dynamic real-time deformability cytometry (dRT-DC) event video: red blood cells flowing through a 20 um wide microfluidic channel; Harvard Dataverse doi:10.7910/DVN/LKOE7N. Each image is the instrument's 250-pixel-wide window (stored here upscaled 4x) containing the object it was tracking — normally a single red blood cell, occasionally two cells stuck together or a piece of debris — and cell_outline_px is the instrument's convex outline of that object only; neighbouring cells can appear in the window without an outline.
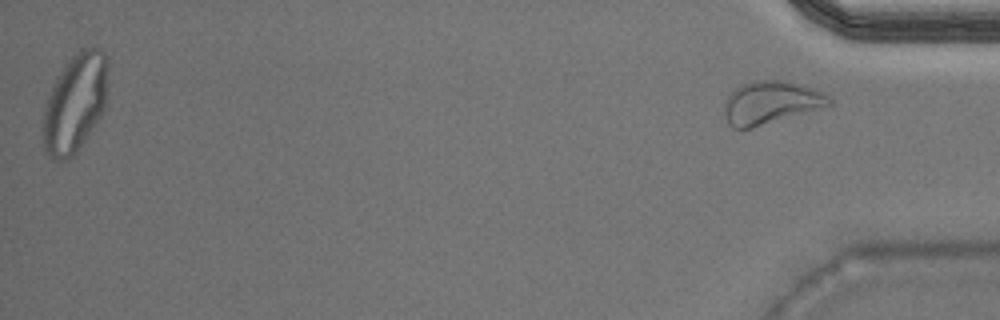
{"species": "Egyptian fruit bat (a non-hibernating species)", "species_latin": "Rousettus aegyptiacus", "temperature_condition": "warm", "stored_images_in_passage": 41, "segment_of_instrument_passage": [2, 2], "camera_frame_rate_fps": 3000, "um_per_image_px": 0.085, "animal": {"sex": "male"}, "frame": {"image": 1, "passage_image": 41, "time_ms": 13.333, "image_size_px": [1000, 320], "cell_outline_px": [[832, 104], [820, 108], [748, 128], [732, 128], [728, 124], [724, 116], [724, 100], [736, 88], [744, 84], [756, 80], [780, 80], [800, 84], [824, 92], [832, 100]], "centroid_in_image_um": [65.49, 8.7], "position_along_channel_um": 369.7, "area_um2": 25.72}}